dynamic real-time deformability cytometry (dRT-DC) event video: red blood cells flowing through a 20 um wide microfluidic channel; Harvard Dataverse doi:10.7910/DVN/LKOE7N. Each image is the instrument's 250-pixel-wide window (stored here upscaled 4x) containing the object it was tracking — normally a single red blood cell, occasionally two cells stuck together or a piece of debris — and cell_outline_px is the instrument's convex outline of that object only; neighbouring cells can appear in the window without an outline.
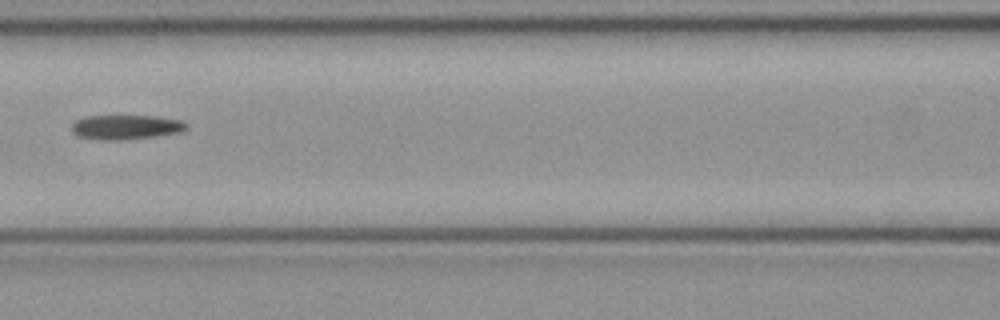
{"species": "common noctule bat (a hibernating species)", "species_latin": "Nyctalus noctula", "temperature_condition": "cold", "stored_images_in_passage": 6, "camera_frame_rate_fps": 3000, "um_per_image_px": 0.085, "animal": {"sex": "female", "body_mass_g": 21.9}, "frame": {"image": 1, "passage_image": 6, "time_ms": 1.667, "image_size_px": [1000, 320], "cell_outline_px": [[188, 128], [180, 132], [156, 136], [120, 140], [100, 140], [76, 136], [72, 132], [72, 124], [76, 120], [84, 116], [156, 116], [180, 120], [188, 124]], "centroid_in_image_um": [10.68, 10.81], "position_along_channel_um": 155.9, "area_um2": 16.47}}